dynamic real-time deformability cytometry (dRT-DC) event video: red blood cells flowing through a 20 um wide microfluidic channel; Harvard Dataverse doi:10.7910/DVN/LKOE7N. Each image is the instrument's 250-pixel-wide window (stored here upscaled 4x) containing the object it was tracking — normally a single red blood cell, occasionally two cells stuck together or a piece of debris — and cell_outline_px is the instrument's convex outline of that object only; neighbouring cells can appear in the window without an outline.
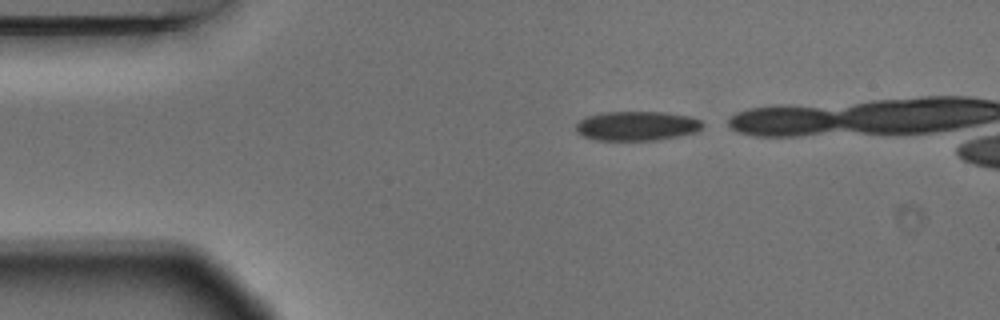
{"species": "Egyptian fruit bat (a non-hibernating species)", "species_latin": "Rousettus aegyptiacus", "temperature_condition": "warm", "stored_images_in_passage": 4, "camera_frame_rate_fps": 3000, "um_per_image_px": 0.085, "animal": {"sex": "male"}, "frame": {"image": 1, "passage_image": 1, "time_ms": 0.0, "image_size_px": [1000, 320], "cell_outline_px": [[704, 124], [696, 132], [656, 140], [596, 140], [584, 136], [576, 132], [576, 124], [580, 120], [588, 116], [604, 112], [664, 112], [688, 116], [700, 120]], "centroid_in_image_um": [54.11, 10.7], "position_along_channel_um": 30.9, "area_um2": 21.5}}